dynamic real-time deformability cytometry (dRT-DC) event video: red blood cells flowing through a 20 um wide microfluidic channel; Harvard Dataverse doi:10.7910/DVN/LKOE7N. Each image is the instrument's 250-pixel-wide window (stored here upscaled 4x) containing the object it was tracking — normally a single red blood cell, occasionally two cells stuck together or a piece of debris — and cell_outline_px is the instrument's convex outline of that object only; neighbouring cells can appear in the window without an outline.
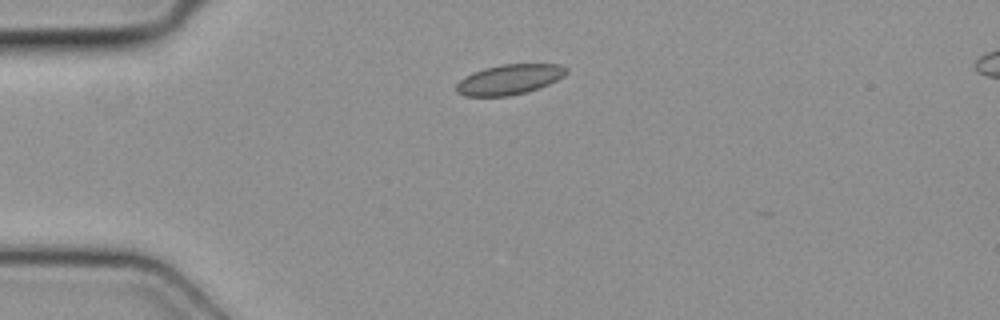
{"species": "common noctule bat (a hibernating species)", "species_latin": "Nyctalus noctula", "temperature_condition": "cold", "stored_images_in_passage": 3, "camera_frame_rate_fps": 3000, "um_per_image_px": 0.085, "animal": {"sex": "female", "body_mass_g": 19.3, "forearm_length_mm": 54.1}, "frame": {"image": 1, "passage_image": 1, "time_ms": 0.0, "image_size_px": [1000, 320], "cell_outline_px": [[568, 72], [564, 76], [548, 84], [524, 92], [508, 96], [464, 96], [456, 92], [456, 84], [464, 76], [472, 72], [484, 68], [500, 64], [560, 64], [568, 68]], "centroid_in_image_um": [43.27, 6.74], "position_along_channel_um": 41.7, "area_um2": 19.31}}
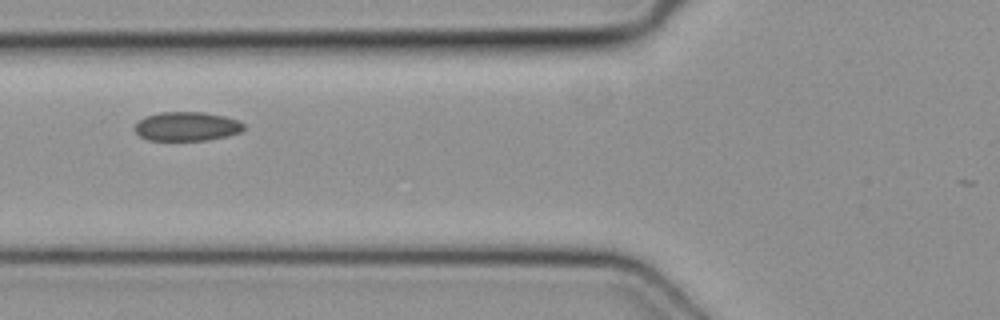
{"frame": {"image": 2, "passage_image": 3, "time_ms": 0.667, "image_size_px": [1000, 320], "cell_outline_px": [[244, 128], [240, 132], [228, 136], [208, 140], [148, 140], [140, 136], [136, 132], [136, 124], [144, 116], [160, 112], [204, 112], [224, 116], [240, 120], [244, 124]], "centroid_in_image_um": [15.91, 10.74], "position_along_channel_um": 109.9, "area_um2": 18.5}}